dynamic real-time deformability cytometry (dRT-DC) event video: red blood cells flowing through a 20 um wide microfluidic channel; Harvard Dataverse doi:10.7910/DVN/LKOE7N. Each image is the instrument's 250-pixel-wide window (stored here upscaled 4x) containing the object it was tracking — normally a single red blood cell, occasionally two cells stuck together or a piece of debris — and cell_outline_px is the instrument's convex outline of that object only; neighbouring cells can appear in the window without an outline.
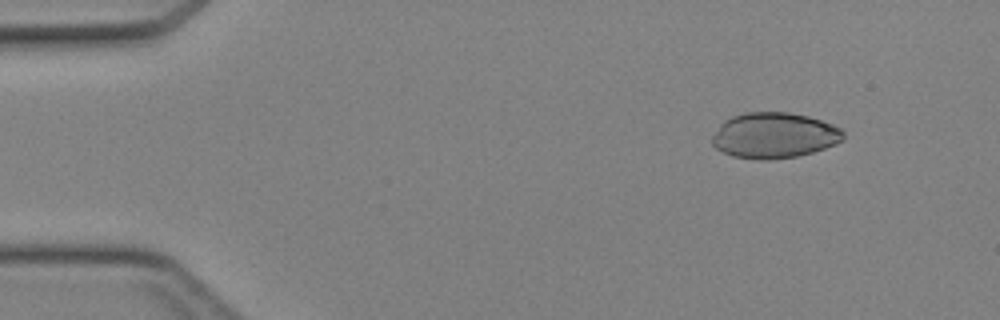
{"species": "Egyptian fruit bat (a non-hibernating species)", "species_latin": "Rousettus aegyptiacus", "temperature_condition": "cold", "stored_images_in_passage": 43, "camera_frame_rate_fps": 3000, "um_per_image_px": 0.085, "animal": {"sex": "female"}, "frame": {"image": 1, "passage_image": 3, "time_ms": 0.667, "image_size_px": [1000, 320], "cell_outline_px": [[844, 140], [836, 144], [812, 152], [796, 156], [768, 160], [760, 160], [732, 156], [716, 148], [712, 144], [712, 136], [720, 124], [724, 120], [732, 116], [748, 112], [788, 112], [808, 116], [832, 124], [840, 128], [844, 132]], "centroid_in_image_um": [65.81, 11.51], "position_along_channel_um": 19.2, "area_um2": 34.91}}
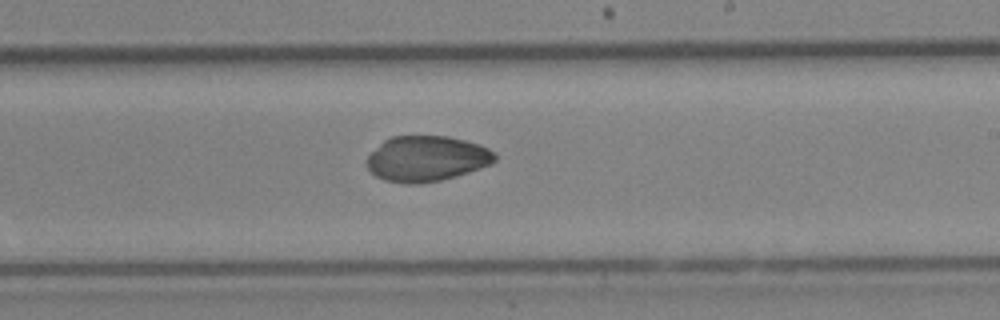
{"frame": {"image": 2, "passage_image": 25, "time_ms": 8.0, "image_size_px": [1000, 320], "cell_outline_px": [[496, 160], [492, 164], [456, 176], [440, 180], [416, 184], [408, 184], [384, 180], [376, 176], [368, 168], [368, 156], [384, 140], [392, 136], [448, 136], [480, 144], [496, 152]], "centroid_in_image_um": [36.3, 13.48], "position_along_channel_um": 252.7, "area_um2": 33.87}}
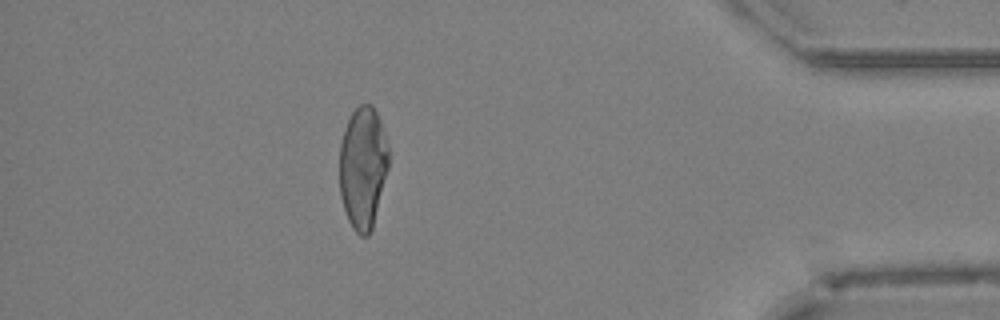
{"frame": {"image": 3, "passage_image": 38, "time_ms": 12.333, "image_size_px": [1000, 320], "cell_outline_px": [[388, 168], [372, 228], [368, 236], [360, 236], [352, 228], [348, 220], [340, 196], [340, 144], [348, 120], [352, 112], [360, 104], [372, 104], [380, 120], [388, 144]], "centroid_in_image_um": [30.84, 14.24], "position_along_channel_um": 404.4, "area_um2": 34.8}}